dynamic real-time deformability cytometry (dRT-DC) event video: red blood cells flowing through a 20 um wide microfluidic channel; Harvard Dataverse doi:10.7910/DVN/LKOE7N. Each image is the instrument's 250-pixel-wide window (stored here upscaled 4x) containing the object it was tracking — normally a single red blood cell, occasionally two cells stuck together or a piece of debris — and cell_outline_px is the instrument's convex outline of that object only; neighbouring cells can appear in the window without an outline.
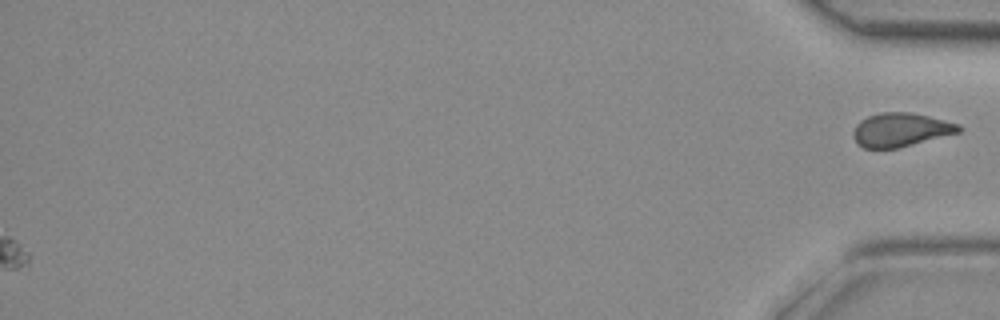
{"species": "common noctule bat (a hibernating species)", "species_latin": "Nyctalus noctula", "temperature_condition": "room temperature", "stored_images_in_passage": 32, "segment_of_instrument_passage": [2, 2], "camera_frame_rate_fps": 3000, "um_per_image_px": 0.085, "animal": {"sex": "female", "body_mass_g": 29.2, "forearm_length_mm": 56.3}, "frame": {"image": 1, "passage_image": 32, "time_ms": 10.333, "image_size_px": [1000, 320], "cell_outline_px": [[964, 128], [960, 132], [900, 148], [864, 148], [852, 136], [852, 132], [856, 124], [860, 120], [868, 116], [880, 112], [912, 112], [960, 124]], "centroid_in_image_um": [76.58, 11.03], "position_along_channel_um": 358.6, "area_um2": 20.87}}